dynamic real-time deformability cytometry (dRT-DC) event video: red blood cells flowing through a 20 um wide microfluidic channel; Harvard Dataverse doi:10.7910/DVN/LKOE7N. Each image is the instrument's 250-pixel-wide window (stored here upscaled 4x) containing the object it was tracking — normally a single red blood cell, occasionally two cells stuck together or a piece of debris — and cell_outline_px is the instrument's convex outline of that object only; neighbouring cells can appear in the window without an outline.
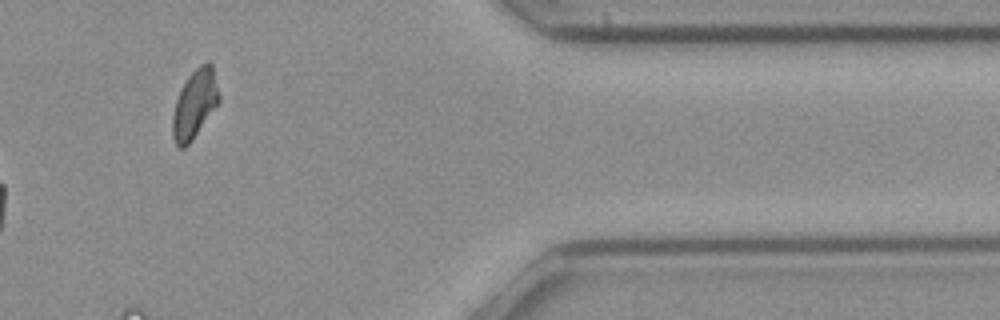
{"species": "common noctule bat (a hibernating species)", "species_latin": "Nyctalus noctula", "temperature_condition": "cold", "stored_images_in_passage": 15, "camera_frame_rate_fps": 3000, "um_per_image_px": 0.085, "animal": {"sex": "female", "body_mass_g": 21.9}, "frame": {"image": 1, "passage_image": 13, "time_ms": 4.0, "image_size_px": [1000, 320], "cell_outline_px": [[220, 100], [192, 140], [184, 148], [180, 148], [176, 144], [172, 136], [172, 116], [176, 100], [188, 76], [200, 64], [208, 60], [212, 64], [220, 96]], "centroid_in_image_um": [16.55, 8.83], "position_along_channel_um": 394.9, "area_um2": 18.32}}
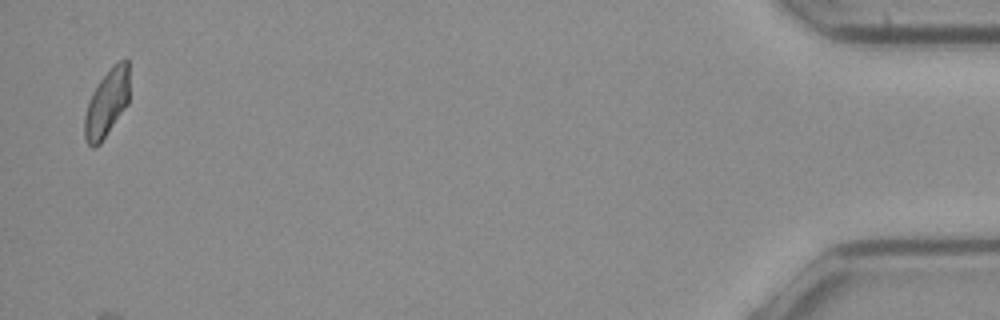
{"frame": {"image": 2, "passage_image": 15, "time_ms": 4.667, "image_size_px": [1000, 320], "cell_outline_px": [[128, 104], [100, 144], [92, 148], [88, 144], [84, 136], [84, 116], [88, 100], [92, 92], [100, 80], [112, 64], [120, 60], [128, 60]], "centroid_in_image_um": [9.06, 8.77], "position_along_channel_um": 426.1, "area_um2": 17.63}}